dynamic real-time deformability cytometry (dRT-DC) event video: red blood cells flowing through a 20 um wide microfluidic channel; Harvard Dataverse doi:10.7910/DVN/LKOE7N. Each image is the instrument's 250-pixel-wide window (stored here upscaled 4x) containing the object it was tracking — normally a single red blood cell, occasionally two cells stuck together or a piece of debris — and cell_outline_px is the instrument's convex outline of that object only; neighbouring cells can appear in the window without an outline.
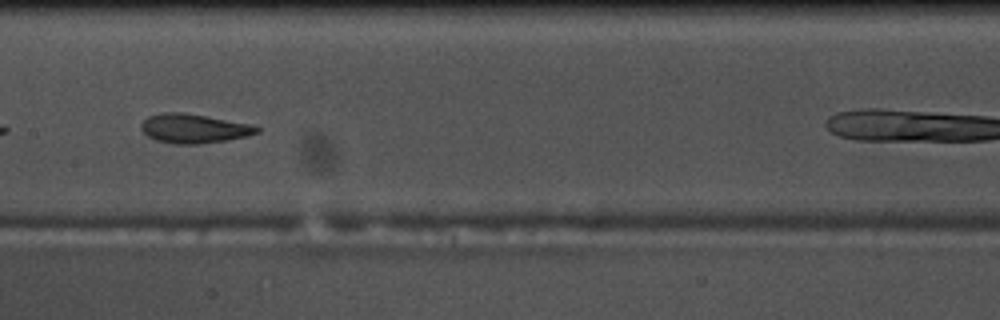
{"species": "common noctule bat (a hibernating species)", "species_latin": "Nyctalus noctula", "temperature_condition": "warm", "stored_images_in_passage": 37, "camera_frame_rate_fps": 3000, "um_per_image_px": 0.085, "animal": {"sex": "male", "body_mass_g": 17.5, "forearm_length_mm": 52.3}, "frame": {"image": 1, "passage_image": 16, "time_ms": 5.0, "image_size_px": [1000, 320], "cell_outline_px": [[260, 132], [248, 136], [228, 140], [200, 144], [176, 144], [156, 140], [148, 136], [140, 128], [140, 124], [148, 116], [160, 112], [184, 112], [248, 124], [260, 128]], "centroid_in_image_um": [16.45, 10.92], "position_along_channel_um": 191.0, "area_um2": 19.65}}
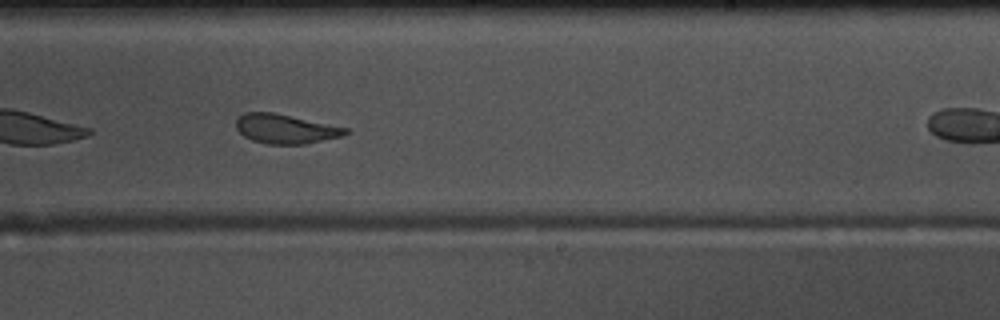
{"frame": {"image": 2, "passage_image": 22, "time_ms": 7.0, "image_size_px": [1000, 320], "cell_outline_px": [[352, 132], [340, 136], [304, 144], [268, 144], [252, 140], [244, 136], [236, 128], [236, 120], [244, 112], [272, 112], [348, 128]], "centroid_in_image_um": [24.25, 10.95], "position_along_channel_um": 264.7, "area_um2": 18.5}, "authors_computed_cell_mechanics": {"area_um2": 19.4208, "velocity_mm_per_s": 3.7043, "shape_relaxation_time_tau1_ms": 4.8019, "shape_relaxation_time_tau2_ms": 2.0852, "deformation_change_tau1": 0.1631, "deformation_change_tau2": 0.0953}}